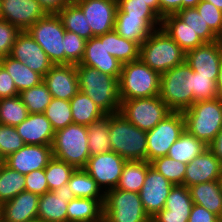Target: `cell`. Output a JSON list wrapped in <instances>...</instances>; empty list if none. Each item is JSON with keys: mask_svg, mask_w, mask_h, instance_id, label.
<instances>
[{"mask_svg": "<svg viewBox=\"0 0 222 222\" xmlns=\"http://www.w3.org/2000/svg\"><path fill=\"white\" fill-rule=\"evenodd\" d=\"M39 195L23 191L0 206V222H29L38 217Z\"/></svg>", "mask_w": 222, "mask_h": 222, "instance_id": "obj_24", "label": "cell"}, {"mask_svg": "<svg viewBox=\"0 0 222 222\" xmlns=\"http://www.w3.org/2000/svg\"><path fill=\"white\" fill-rule=\"evenodd\" d=\"M194 71L183 62L160 76L159 96L173 112H182L194 104Z\"/></svg>", "mask_w": 222, "mask_h": 222, "instance_id": "obj_5", "label": "cell"}, {"mask_svg": "<svg viewBox=\"0 0 222 222\" xmlns=\"http://www.w3.org/2000/svg\"><path fill=\"white\" fill-rule=\"evenodd\" d=\"M209 147L186 130L180 135L179 139L170 147L168 157L188 164L195 157L202 154Z\"/></svg>", "mask_w": 222, "mask_h": 222, "instance_id": "obj_31", "label": "cell"}, {"mask_svg": "<svg viewBox=\"0 0 222 222\" xmlns=\"http://www.w3.org/2000/svg\"><path fill=\"white\" fill-rule=\"evenodd\" d=\"M159 16L163 18L169 14H176L182 10V0H158Z\"/></svg>", "mask_w": 222, "mask_h": 222, "instance_id": "obj_54", "label": "cell"}, {"mask_svg": "<svg viewBox=\"0 0 222 222\" xmlns=\"http://www.w3.org/2000/svg\"><path fill=\"white\" fill-rule=\"evenodd\" d=\"M0 18L27 31L48 13L38 0H1Z\"/></svg>", "mask_w": 222, "mask_h": 222, "instance_id": "obj_15", "label": "cell"}, {"mask_svg": "<svg viewBox=\"0 0 222 222\" xmlns=\"http://www.w3.org/2000/svg\"><path fill=\"white\" fill-rule=\"evenodd\" d=\"M109 136L112 151L127 161H147L146 131L133 125L119 112L110 114Z\"/></svg>", "mask_w": 222, "mask_h": 222, "instance_id": "obj_3", "label": "cell"}, {"mask_svg": "<svg viewBox=\"0 0 222 222\" xmlns=\"http://www.w3.org/2000/svg\"><path fill=\"white\" fill-rule=\"evenodd\" d=\"M222 176V163L208 148L187 164L183 185L187 188L203 182L217 181Z\"/></svg>", "mask_w": 222, "mask_h": 222, "instance_id": "obj_22", "label": "cell"}, {"mask_svg": "<svg viewBox=\"0 0 222 222\" xmlns=\"http://www.w3.org/2000/svg\"><path fill=\"white\" fill-rule=\"evenodd\" d=\"M151 166L174 185H183L186 163L162 156L150 162Z\"/></svg>", "mask_w": 222, "mask_h": 222, "instance_id": "obj_44", "label": "cell"}, {"mask_svg": "<svg viewBox=\"0 0 222 222\" xmlns=\"http://www.w3.org/2000/svg\"><path fill=\"white\" fill-rule=\"evenodd\" d=\"M116 14H128L134 18H161L144 0H117Z\"/></svg>", "mask_w": 222, "mask_h": 222, "instance_id": "obj_47", "label": "cell"}, {"mask_svg": "<svg viewBox=\"0 0 222 222\" xmlns=\"http://www.w3.org/2000/svg\"><path fill=\"white\" fill-rule=\"evenodd\" d=\"M209 28L222 39V11L214 4L201 0L195 7Z\"/></svg>", "mask_w": 222, "mask_h": 222, "instance_id": "obj_49", "label": "cell"}, {"mask_svg": "<svg viewBox=\"0 0 222 222\" xmlns=\"http://www.w3.org/2000/svg\"><path fill=\"white\" fill-rule=\"evenodd\" d=\"M106 33L86 40L84 55L79 64L92 67L101 73L116 77L121 75L122 63L107 52Z\"/></svg>", "mask_w": 222, "mask_h": 222, "instance_id": "obj_17", "label": "cell"}, {"mask_svg": "<svg viewBox=\"0 0 222 222\" xmlns=\"http://www.w3.org/2000/svg\"><path fill=\"white\" fill-rule=\"evenodd\" d=\"M44 114L55 132L73 123L70 101L67 100L52 98Z\"/></svg>", "mask_w": 222, "mask_h": 222, "instance_id": "obj_41", "label": "cell"}, {"mask_svg": "<svg viewBox=\"0 0 222 222\" xmlns=\"http://www.w3.org/2000/svg\"><path fill=\"white\" fill-rule=\"evenodd\" d=\"M208 147L222 163V129Z\"/></svg>", "mask_w": 222, "mask_h": 222, "instance_id": "obj_56", "label": "cell"}, {"mask_svg": "<svg viewBox=\"0 0 222 222\" xmlns=\"http://www.w3.org/2000/svg\"><path fill=\"white\" fill-rule=\"evenodd\" d=\"M193 201L185 185H174L165 207L151 218V222H188Z\"/></svg>", "mask_w": 222, "mask_h": 222, "instance_id": "obj_23", "label": "cell"}, {"mask_svg": "<svg viewBox=\"0 0 222 222\" xmlns=\"http://www.w3.org/2000/svg\"><path fill=\"white\" fill-rule=\"evenodd\" d=\"M188 222H220V218L204 207L193 204Z\"/></svg>", "mask_w": 222, "mask_h": 222, "instance_id": "obj_53", "label": "cell"}, {"mask_svg": "<svg viewBox=\"0 0 222 222\" xmlns=\"http://www.w3.org/2000/svg\"><path fill=\"white\" fill-rule=\"evenodd\" d=\"M52 158V146L24 145L20 150L4 159V163L11 169L25 175L33 170L45 169Z\"/></svg>", "mask_w": 222, "mask_h": 222, "instance_id": "obj_19", "label": "cell"}, {"mask_svg": "<svg viewBox=\"0 0 222 222\" xmlns=\"http://www.w3.org/2000/svg\"><path fill=\"white\" fill-rule=\"evenodd\" d=\"M75 199L68 184L40 195L37 219L45 222H67L68 202Z\"/></svg>", "mask_w": 222, "mask_h": 222, "instance_id": "obj_21", "label": "cell"}, {"mask_svg": "<svg viewBox=\"0 0 222 222\" xmlns=\"http://www.w3.org/2000/svg\"><path fill=\"white\" fill-rule=\"evenodd\" d=\"M25 145L52 146L55 131L44 113L29 114L28 117L15 127Z\"/></svg>", "mask_w": 222, "mask_h": 222, "instance_id": "obj_25", "label": "cell"}, {"mask_svg": "<svg viewBox=\"0 0 222 222\" xmlns=\"http://www.w3.org/2000/svg\"><path fill=\"white\" fill-rule=\"evenodd\" d=\"M47 13H57L74 0H38Z\"/></svg>", "mask_w": 222, "mask_h": 222, "instance_id": "obj_55", "label": "cell"}, {"mask_svg": "<svg viewBox=\"0 0 222 222\" xmlns=\"http://www.w3.org/2000/svg\"><path fill=\"white\" fill-rule=\"evenodd\" d=\"M24 145L23 139L14 126L0 124V155L3 159L20 150Z\"/></svg>", "mask_w": 222, "mask_h": 222, "instance_id": "obj_46", "label": "cell"}, {"mask_svg": "<svg viewBox=\"0 0 222 222\" xmlns=\"http://www.w3.org/2000/svg\"><path fill=\"white\" fill-rule=\"evenodd\" d=\"M186 53L161 27L140 45L139 59L160 75L185 62Z\"/></svg>", "mask_w": 222, "mask_h": 222, "instance_id": "obj_2", "label": "cell"}, {"mask_svg": "<svg viewBox=\"0 0 222 222\" xmlns=\"http://www.w3.org/2000/svg\"><path fill=\"white\" fill-rule=\"evenodd\" d=\"M73 123L89 126L106 114L83 92L79 91L71 100Z\"/></svg>", "mask_w": 222, "mask_h": 222, "instance_id": "obj_33", "label": "cell"}, {"mask_svg": "<svg viewBox=\"0 0 222 222\" xmlns=\"http://www.w3.org/2000/svg\"><path fill=\"white\" fill-rule=\"evenodd\" d=\"M103 205L97 199L75 198L68 202L67 222H102Z\"/></svg>", "mask_w": 222, "mask_h": 222, "instance_id": "obj_30", "label": "cell"}, {"mask_svg": "<svg viewBox=\"0 0 222 222\" xmlns=\"http://www.w3.org/2000/svg\"><path fill=\"white\" fill-rule=\"evenodd\" d=\"M185 131V121L182 112H171L147 134V161L167 156L170 147Z\"/></svg>", "mask_w": 222, "mask_h": 222, "instance_id": "obj_11", "label": "cell"}, {"mask_svg": "<svg viewBox=\"0 0 222 222\" xmlns=\"http://www.w3.org/2000/svg\"><path fill=\"white\" fill-rule=\"evenodd\" d=\"M161 28L187 53L204 44L201 38L187 23L176 14H169L162 18Z\"/></svg>", "mask_w": 222, "mask_h": 222, "instance_id": "obj_27", "label": "cell"}, {"mask_svg": "<svg viewBox=\"0 0 222 222\" xmlns=\"http://www.w3.org/2000/svg\"><path fill=\"white\" fill-rule=\"evenodd\" d=\"M127 160L111 151L91 156L84 169L106 193L116 188Z\"/></svg>", "mask_w": 222, "mask_h": 222, "instance_id": "obj_12", "label": "cell"}, {"mask_svg": "<svg viewBox=\"0 0 222 222\" xmlns=\"http://www.w3.org/2000/svg\"><path fill=\"white\" fill-rule=\"evenodd\" d=\"M214 4L218 9L222 11V0H204Z\"/></svg>", "mask_w": 222, "mask_h": 222, "instance_id": "obj_60", "label": "cell"}, {"mask_svg": "<svg viewBox=\"0 0 222 222\" xmlns=\"http://www.w3.org/2000/svg\"><path fill=\"white\" fill-rule=\"evenodd\" d=\"M201 0H182V9L195 8Z\"/></svg>", "mask_w": 222, "mask_h": 222, "instance_id": "obj_58", "label": "cell"}, {"mask_svg": "<svg viewBox=\"0 0 222 222\" xmlns=\"http://www.w3.org/2000/svg\"><path fill=\"white\" fill-rule=\"evenodd\" d=\"M25 191V175L5 163L0 166V206Z\"/></svg>", "mask_w": 222, "mask_h": 222, "instance_id": "obj_38", "label": "cell"}, {"mask_svg": "<svg viewBox=\"0 0 222 222\" xmlns=\"http://www.w3.org/2000/svg\"><path fill=\"white\" fill-rule=\"evenodd\" d=\"M21 30L0 18V58L10 56L14 42Z\"/></svg>", "mask_w": 222, "mask_h": 222, "instance_id": "obj_50", "label": "cell"}, {"mask_svg": "<svg viewBox=\"0 0 222 222\" xmlns=\"http://www.w3.org/2000/svg\"><path fill=\"white\" fill-rule=\"evenodd\" d=\"M104 222H151L139 193L114 188L105 193Z\"/></svg>", "mask_w": 222, "mask_h": 222, "instance_id": "obj_8", "label": "cell"}, {"mask_svg": "<svg viewBox=\"0 0 222 222\" xmlns=\"http://www.w3.org/2000/svg\"><path fill=\"white\" fill-rule=\"evenodd\" d=\"M182 114L185 130L209 146L222 129V98L196 101Z\"/></svg>", "mask_w": 222, "mask_h": 222, "instance_id": "obj_4", "label": "cell"}, {"mask_svg": "<svg viewBox=\"0 0 222 222\" xmlns=\"http://www.w3.org/2000/svg\"><path fill=\"white\" fill-rule=\"evenodd\" d=\"M222 57V39L201 46L186 53L185 62L199 75L212 76L217 81Z\"/></svg>", "mask_w": 222, "mask_h": 222, "instance_id": "obj_20", "label": "cell"}, {"mask_svg": "<svg viewBox=\"0 0 222 222\" xmlns=\"http://www.w3.org/2000/svg\"><path fill=\"white\" fill-rule=\"evenodd\" d=\"M65 64H79L83 58L86 40L76 33L65 30L64 33Z\"/></svg>", "mask_w": 222, "mask_h": 222, "instance_id": "obj_45", "label": "cell"}, {"mask_svg": "<svg viewBox=\"0 0 222 222\" xmlns=\"http://www.w3.org/2000/svg\"><path fill=\"white\" fill-rule=\"evenodd\" d=\"M56 14L66 31L76 33L85 40L95 37L92 34L90 26L87 24L83 11L74 2L66 4Z\"/></svg>", "mask_w": 222, "mask_h": 222, "instance_id": "obj_34", "label": "cell"}, {"mask_svg": "<svg viewBox=\"0 0 222 222\" xmlns=\"http://www.w3.org/2000/svg\"><path fill=\"white\" fill-rule=\"evenodd\" d=\"M52 98L70 101L79 92L75 64L53 65L43 77Z\"/></svg>", "mask_w": 222, "mask_h": 222, "instance_id": "obj_18", "label": "cell"}, {"mask_svg": "<svg viewBox=\"0 0 222 222\" xmlns=\"http://www.w3.org/2000/svg\"><path fill=\"white\" fill-rule=\"evenodd\" d=\"M109 125L110 114L87 126L90 157L112 151Z\"/></svg>", "mask_w": 222, "mask_h": 222, "instance_id": "obj_36", "label": "cell"}, {"mask_svg": "<svg viewBox=\"0 0 222 222\" xmlns=\"http://www.w3.org/2000/svg\"><path fill=\"white\" fill-rule=\"evenodd\" d=\"M29 222H45V221L39 220V219H35V220L29 221Z\"/></svg>", "mask_w": 222, "mask_h": 222, "instance_id": "obj_62", "label": "cell"}, {"mask_svg": "<svg viewBox=\"0 0 222 222\" xmlns=\"http://www.w3.org/2000/svg\"><path fill=\"white\" fill-rule=\"evenodd\" d=\"M0 64L10 74L19 93L43 82L42 75L32 71L27 65L13 59L11 56L1 57Z\"/></svg>", "mask_w": 222, "mask_h": 222, "instance_id": "obj_29", "label": "cell"}, {"mask_svg": "<svg viewBox=\"0 0 222 222\" xmlns=\"http://www.w3.org/2000/svg\"><path fill=\"white\" fill-rule=\"evenodd\" d=\"M216 86H217L218 96L222 98V57H221L219 73H218V77L216 81Z\"/></svg>", "mask_w": 222, "mask_h": 222, "instance_id": "obj_57", "label": "cell"}, {"mask_svg": "<svg viewBox=\"0 0 222 222\" xmlns=\"http://www.w3.org/2000/svg\"><path fill=\"white\" fill-rule=\"evenodd\" d=\"M150 165L148 161H126L116 188L139 193Z\"/></svg>", "mask_w": 222, "mask_h": 222, "instance_id": "obj_37", "label": "cell"}, {"mask_svg": "<svg viewBox=\"0 0 222 222\" xmlns=\"http://www.w3.org/2000/svg\"><path fill=\"white\" fill-rule=\"evenodd\" d=\"M76 168L65 161L53 157L45 168L49 191H54L61 186L68 184L70 176Z\"/></svg>", "mask_w": 222, "mask_h": 222, "instance_id": "obj_43", "label": "cell"}, {"mask_svg": "<svg viewBox=\"0 0 222 222\" xmlns=\"http://www.w3.org/2000/svg\"><path fill=\"white\" fill-rule=\"evenodd\" d=\"M14 81L7 70L0 64V99L18 96Z\"/></svg>", "mask_w": 222, "mask_h": 222, "instance_id": "obj_52", "label": "cell"}, {"mask_svg": "<svg viewBox=\"0 0 222 222\" xmlns=\"http://www.w3.org/2000/svg\"><path fill=\"white\" fill-rule=\"evenodd\" d=\"M25 191L43 195L49 191L45 169L33 170L25 174Z\"/></svg>", "mask_w": 222, "mask_h": 222, "instance_id": "obj_51", "label": "cell"}, {"mask_svg": "<svg viewBox=\"0 0 222 222\" xmlns=\"http://www.w3.org/2000/svg\"><path fill=\"white\" fill-rule=\"evenodd\" d=\"M53 157L77 168H84L90 158L87 126L69 124L55 132Z\"/></svg>", "mask_w": 222, "mask_h": 222, "instance_id": "obj_7", "label": "cell"}, {"mask_svg": "<svg viewBox=\"0 0 222 222\" xmlns=\"http://www.w3.org/2000/svg\"><path fill=\"white\" fill-rule=\"evenodd\" d=\"M174 184L151 165L148 167L144 184L139 192L143 207L150 218L160 212L166 204Z\"/></svg>", "mask_w": 222, "mask_h": 222, "instance_id": "obj_14", "label": "cell"}, {"mask_svg": "<svg viewBox=\"0 0 222 222\" xmlns=\"http://www.w3.org/2000/svg\"><path fill=\"white\" fill-rule=\"evenodd\" d=\"M189 27L197 33L204 43L221 40L208 26L196 8H185L176 13Z\"/></svg>", "mask_w": 222, "mask_h": 222, "instance_id": "obj_42", "label": "cell"}, {"mask_svg": "<svg viewBox=\"0 0 222 222\" xmlns=\"http://www.w3.org/2000/svg\"><path fill=\"white\" fill-rule=\"evenodd\" d=\"M10 56L35 71L43 77L54 65L42 47L31 37L27 31H21L12 47Z\"/></svg>", "mask_w": 222, "mask_h": 222, "instance_id": "obj_16", "label": "cell"}, {"mask_svg": "<svg viewBox=\"0 0 222 222\" xmlns=\"http://www.w3.org/2000/svg\"><path fill=\"white\" fill-rule=\"evenodd\" d=\"M4 163L3 157L0 155V166Z\"/></svg>", "mask_w": 222, "mask_h": 222, "instance_id": "obj_61", "label": "cell"}, {"mask_svg": "<svg viewBox=\"0 0 222 222\" xmlns=\"http://www.w3.org/2000/svg\"><path fill=\"white\" fill-rule=\"evenodd\" d=\"M86 17L92 34L96 37L114 30L117 0H74Z\"/></svg>", "mask_w": 222, "mask_h": 222, "instance_id": "obj_13", "label": "cell"}, {"mask_svg": "<svg viewBox=\"0 0 222 222\" xmlns=\"http://www.w3.org/2000/svg\"><path fill=\"white\" fill-rule=\"evenodd\" d=\"M193 97L194 103L201 100H212L218 96L216 81L212 76L199 75L194 71L193 77Z\"/></svg>", "mask_w": 222, "mask_h": 222, "instance_id": "obj_48", "label": "cell"}, {"mask_svg": "<svg viewBox=\"0 0 222 222\" xmlns=\"http://www.w3.org/2000/svg\"><path fill=\"white\" fill-rule=\"evenodd\" d=\"M28 115L29 111L19 95L0 99V124L16 127Z\"/></svg>", "mask_w": 222, "mask_h": 222, "instance_id": "obj_39", "label": "cell"}, {"mask_svg": "<svg viewBox=\"0 0 222 222\" xmlns=\"http://www.w3.org/2000/svg\"><path fill=\"white\" fill-rule=\"evenodd\" d=\"M79 91L87 95L106 115L120 110L119 80L95 68L76 64Z\"/></svg>", "mask_w": 222, "mask_h": 222, "instance_id": "obj_1", "label": "cell"}, {"mask_svg": "<svg viewBox=\"0 0 222 222\" xmlns=\"http://www.w3.org/2000/svg\"><path fill=\"white\" fill-rule=\"evenodd\" d=\"M106 48L122 64L139 59L140 45L120 36L115 30L106 33Z\"/></svg>", "mask_w": 222, "mask_h": 222, "instance_id": "obj_35", "label": "cell"}, {"mask_svg": "<svg viewBox=\"0 0 222 222\" xmlns=\"http://www.w3.org/2000/svg\"><path fill=\"white\" fill-rule=\"evenodd\" d=\"M27 32L42 47L54 65L65 64V29L56 13H48L35 22Z\"/></svg>", "mask_w": 222, "mask_h": 222, "instance_id": "obj_10", "label": "cell"}, {"mask_svg": "<svg viewBox=\"0 0 222 222\" xmlns=\"http://www.w3.org/2000/svg\"><path fill=\"white\" fill-rule=\"evenodd\" d=\"M160 74L140 59L122 64L119 78L121 100L159 96Z\"/></svg>", "mask_w": 222, "mask_h": 222, "instance_id": "obj_6", "label": "cell"}, {"mask_svg": "<svg viewBox=\"0 0 222 222\" xmlns=\"http://www.w3.org/2000/svg\"><path fill=\"white\" fill-rule=\"evenodd\" d=\"M147 4L159 15V1L158 0H144Z\"/></svg>", "mask_w": 222, "mask_h": 222, "instance_id": "obj_59", "label": "cell"}, {"mask_svg": "<svg viewBox=\"0 0 222 222\" xmlns=\"http://www.w3.org/2000/svg\"><path fill=\"white\" fill-rule=\"evenodd\" d=\"M219 181H220L221 192H222V176H221V178L219 179Z\"/></svg>", "mask_w": 222, "mask_h": 222, "instance_id": "obj_63", "label": "cell"}, {"mask_svg": "<svg viewBox=\"0 0 222 222\" xmlns=\"http://www.w3.org/2000/svg\"><path fill=\"white\" fill-rule=\"evenodd\" d=\"M162 18H134L128 14H116L114 30L122 37L139 45L155 30L161 27Z\"/></svg>", "mask_w": 222, "mask_h": 222, "instance_id": "obj_26", "label": "cell"}, {"mask_svg": "<svg viewBox=\"0 0 222 222\" xmlns=\"http://www.w3.org/2000/svg\"><path fill=\"white\" fill-rule=\"evenodd\" d=\"M194 204L217 215H222V192L220 181H209L188 188Z\"/></svg>", "mask_w": 222, "mask_h": 222, "instance_id": "obj_28", "label": "cell"}, {"mask_svg": "<svg viewBox=\"0 0 222 222\" xmlns=\"http://www.w3.org/2000/svg\"><path fill=\"white\" fill-rule=\"evenodd\" d=\"M172 111L160 96L121 100L119 113L139 129L149 131Z\"/></svg>", "mask_w": 222, "mask_h": 222, "instance_id": "obj_9", "label": "cell"}, {"mask_svg": "<svg viewBox=\"0 0 222 222\" xmlns=\"http://www.w3.org/2000/svg\"><path fill=\"white\" fill-rule=\"evenodd\" d=\"M19 96L29 114L44 113L52 99L50 91L43 82L38 86L20 92Z\"/></svg>", "mask_w": 222, "mask_h": 222, "instance_id": "obj_40", "label": "cell"}, {"mask_svg": "<svg viewBox=\"0 0 222 222\" xmlns=\"http://www.w3.org/2000/svg\"><path fill=\"white\" fill-rule=\"evenodd\" d=\"M68 185L75 198L97 199L102 205L104 204L105 193L84 168L74 170Z\"/></svg>", "mask_w": 222, "mask_h": 222, "instance_id": "obj_32", "label": "cell"}]
</instances>
